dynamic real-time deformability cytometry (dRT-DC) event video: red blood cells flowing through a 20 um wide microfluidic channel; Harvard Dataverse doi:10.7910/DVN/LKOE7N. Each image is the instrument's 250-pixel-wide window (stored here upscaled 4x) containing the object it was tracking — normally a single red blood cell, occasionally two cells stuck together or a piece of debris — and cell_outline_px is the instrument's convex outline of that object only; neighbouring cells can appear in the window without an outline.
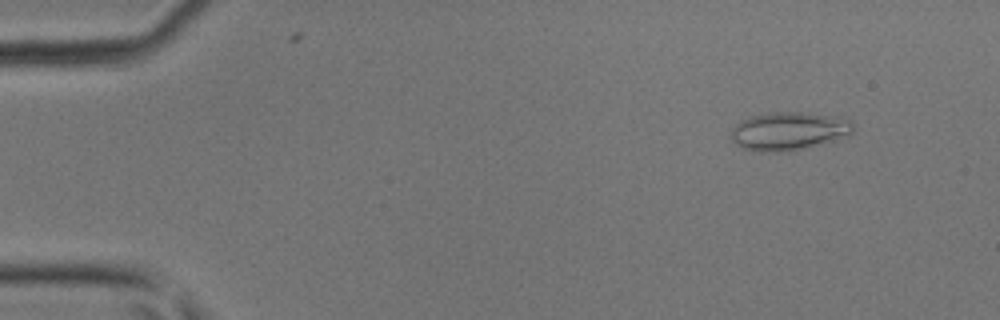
{"species": "common noctule bat (a hibernating species)", "species_latin": "Nyctalus noctula", "temperature_condition": "room temperature", "stored_images_in_passage": 41, "camera_frame_rate_fps": 3000, "um_per_image_px": 0.085, "animal": {"sex": "male", "body_mass_g": 17.9, "forearm_length_mm": 54.2}, "frame": {"image": 1, "passage_image": 2, "time_ms": 0.333, "image_size_px": [1000, 320], "cell_outline_px": [[852, 132], [848, 136], [820, 144], [780, 152], [764, 152], [744, 148], [736, 144], [732, 140], [732, 128], [740, 120], [752, 116], [768, 112], [804, 112], [832, 116], [852, 120]], "centroid_in_image_um": [67.03, 11.13], "position_along_channel_um": 18.0, "area_um2": 26.93}}
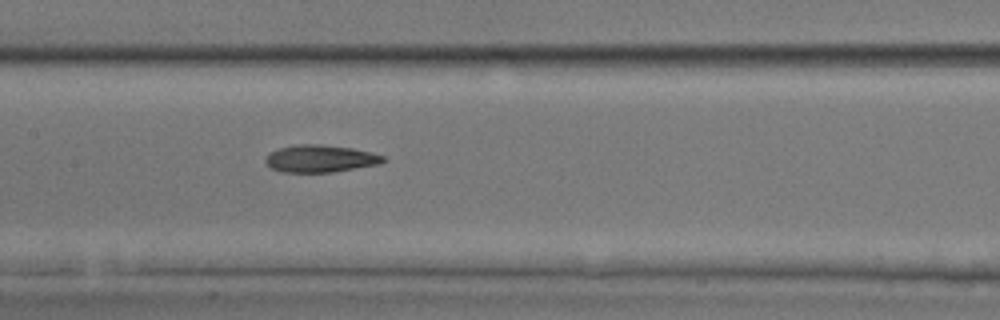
{"frame": {"image": 2, "passage_image": 19, "time_ms": 6.0, "image_size_px": [1000, 320], "cell_outline_px": [[388, 160], [380, 164], [332, 172], [284, 172], [272, 168], [264, 160], [268, 152], [280, 148], [296, 144], [320, 144], [352, 148], [372, 152], [384, 156]], "centroid_in_image_um": [27.25, 13.47], "position_along_channel_um": 180.2, "area_um2": 18.79}}
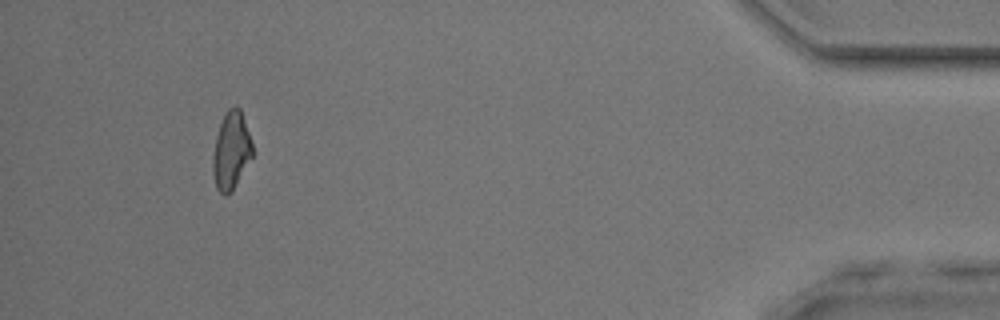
{"frame": {"image": 3, "passage_image": 38, "time_ms": 12.333, "image_size_px": [1000, 320], "cell_outline_px": [[252, 156], [232, 192], [224, 196], [216, 188], [212, 168], [212, 156], [216, 136], [224, 112], [228, 108], [240, 108], [252, 144]], "centroid_in_image_um": [19.62, 12.83], "position_along_channel_um": 415.6, "area_um2": 17.74}}